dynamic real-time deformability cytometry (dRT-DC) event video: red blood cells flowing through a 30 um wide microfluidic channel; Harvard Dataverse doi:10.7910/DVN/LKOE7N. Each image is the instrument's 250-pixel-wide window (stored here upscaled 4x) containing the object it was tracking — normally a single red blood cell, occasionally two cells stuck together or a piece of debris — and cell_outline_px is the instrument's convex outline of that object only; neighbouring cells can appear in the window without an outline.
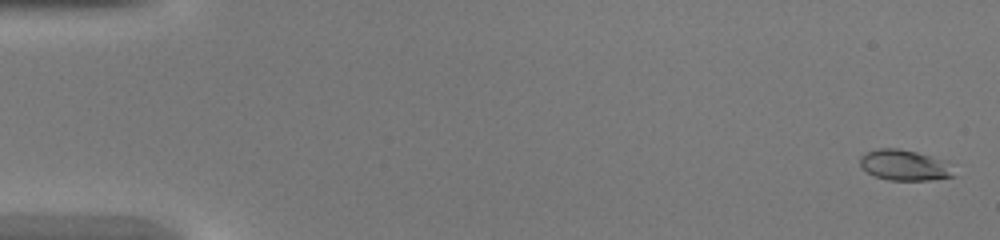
{"species": "common noctule bat (a hibernating species)", "species_latin": "Nyctalus noctula", "temperature_condition": "warm", "stored_images_in_passage": 45, "camera_frame_rate_fps": 3000, "um_per_image_px": 0.085, "animal": {"sex": "female", "body_mass_g": 20.0, "forearm_length_mm": 54.0}, "frame": {"image": 1, "passage_image": 2, "time_ms": 0.333, "image_size_px": [1000, 240], "cell_outline_px": [[956, 176], [928, 180], [888, 180], [876, 176], [868, 172], [860, 164], [860, 156], [868, 152], [880, 148], [896, 148], [916, 152], [944, 160]], "centroid_in_image_um": [76.87, 14.04], "position_along_channel_um": 8.1, "area_um2": 16.42}}
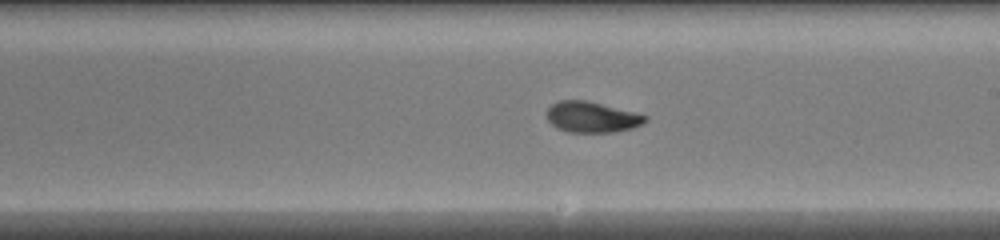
{"frame": {"image": 2, "passage_image": 27, "time_ms": 8.667, "image_size_px": [1000, 240], "cell_outline_px": [[648, 120], [632, 128], [616, 132], [568, 132], [556, 128], [548, 120], [548, 108], [552, 104], [560, 100], [584, 100], [636, 112], [648, 116]], "centroid_in_image_um": [50.32, 9.96], "position_along_channel_um": 238.7, "area_um2": 17.57}}
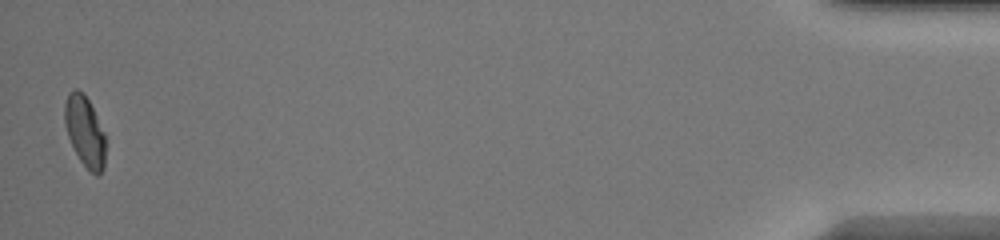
{"frame": {"image": 3, "passage_image": 45, "time_ms": 14.667, "image_size_px": [1000, 240], "cell_outline_px": [[104, 168], [100, 176], [96, 176], [80, 160], [68, 136], [64, 124], [64, 104], [68, 92], [76, 88], [88, 100], [104, 132]], "centroid_in_image_um": [7.19, 11.17], "position_along_channel_um": 428.0, "area_um2": 16.47}}